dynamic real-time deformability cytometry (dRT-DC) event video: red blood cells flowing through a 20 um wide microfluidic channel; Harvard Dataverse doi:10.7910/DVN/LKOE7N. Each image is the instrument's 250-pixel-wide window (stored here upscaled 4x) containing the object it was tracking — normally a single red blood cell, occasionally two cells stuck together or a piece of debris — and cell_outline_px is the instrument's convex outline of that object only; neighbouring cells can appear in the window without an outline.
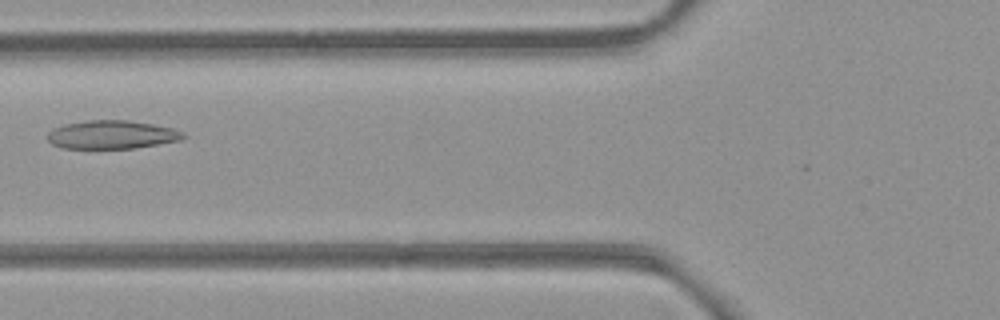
{"species": "common noctule bat (a hibernating species)", "species_latin": "Nyctalus noctula", "temperature_condition": "room temperature", "stored_images_in_passage": 7, "camera_frame_rate_fps": 3000, "um_per_image_px": 0.085, "animal": {"sex": "female", "body_mass_g": 21.9}, "frame": {"image": 1, "passage_image": 6, "time_ms": 1.667, "image_size_px": [1000, 320], "cell_outline_px": [[188, 136], [180, 140], [132, 148], [64, 148], [52, 144], [48, 140], [48, 132], [64, 124], [88, 120], [128, 120], [152, 124], [172, 128], [184, 132]], "centroid_in_image_um": [9.52, 11.44], "position_along_channel_um": 116.3, "area_um2": 22.25}}
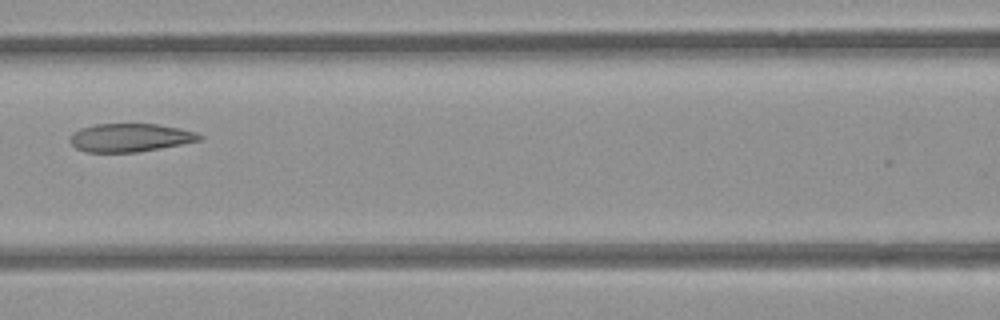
{"frame": {"image": 2, "passage_image": 7, "time_ms": 2.0, "image_size_px": [1000, 320], "cell_outline_px": [[204, 136], [200, 140], [160, 148], [136, 152], [88, 152], [76, 148], [68, 140], [72, 132], [80, 128], [96, 124], [156, 124], [180, 128], [196, 132]], "centroid_in_image_um": [11.03, 11.69], "position_along_channel_um": 155.6, "area_um2": 21.27}}